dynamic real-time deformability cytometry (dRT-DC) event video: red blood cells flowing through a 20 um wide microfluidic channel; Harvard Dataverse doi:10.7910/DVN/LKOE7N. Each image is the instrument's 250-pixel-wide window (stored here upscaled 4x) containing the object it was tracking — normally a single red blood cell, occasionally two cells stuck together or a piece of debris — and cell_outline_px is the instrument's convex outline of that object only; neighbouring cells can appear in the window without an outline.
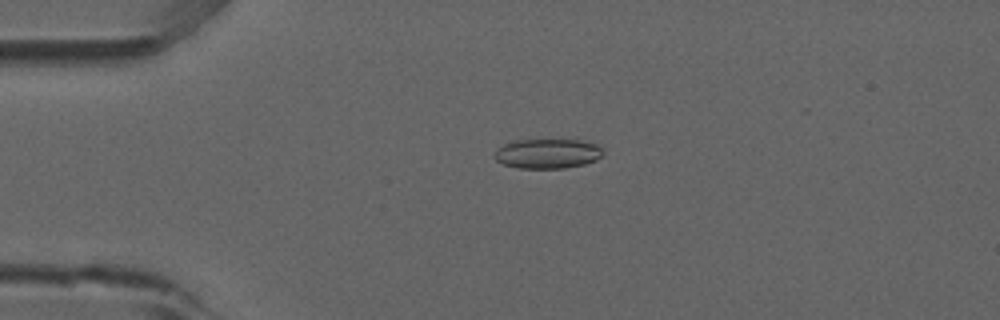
{"species": "common noctule bat (a hibernating species)", "species_latin": "Nyctalus noctula", "temperature_condition": "room temperature", "stored_images_in_passage": 54, "camera_frame_rate_fps": 3000, "um_per_image_px": 0.085, "animal": {"sex": "male", "forearm_length_mm": 52.5}, "frame": {"image": 1, "passage_image": 13, "time_ms": 4.0, "image_size_px": [1000, 320], "cell_outline_px": [[604, 152], [596, 160], [584, 164], [564, 168], [516, 168], [504, 164], [496, 160], [492, 156], [496, 148], [504, 144], [516, 140], [580, 140], [600, 144]], "centroid_in_image_um": [46.53, 13.05], "position_along_channel_um": 38.5, "area_um2": 18.96}}
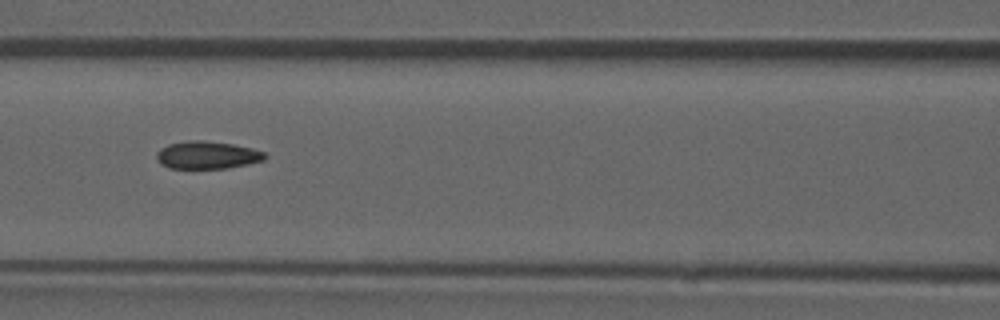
{"frame": {"image": 2, "passage_image": 24, "time_ms": 7.667, "image_size_px": [1000, 320], "cell_outline_px": [[268, 156], [264, 160], [248, 164], [228, 168], [168, 168], [160, 164], [156, 156], [156, 152], [160, 148], [168, 144], [188, 140], [200, 140], [232, 144], [252, 148], [264, 152]], "centroid_in_image_um": [17.6, 13.18], "position_along_channel_um": 149.0, "area_um2": 17.51}}
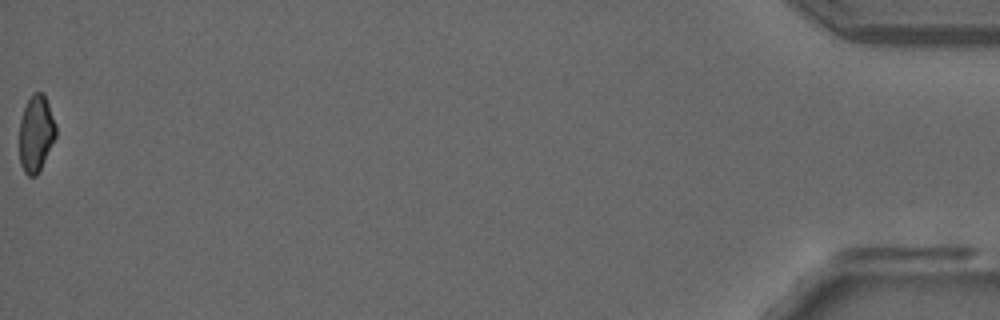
{"frame": {"image": 3, "passage_image": 54, "time_ms": 17.667, "image_size_px": [1000, 320], "cell_outline_px": [[56, 136], [36, 176], [28, 176], [24, 172], [20, 164], [20, 120], [24, 108], [32, 92], [44, 92], [56, 124]], "centroid_in_image_um": [3.06, 11.32], "position_along_channel_um": 432.1, "area_um2": 16.18}, "authors_computed_cell_mechanics": {"area_um2": 17.6868, "velocity_mm_per_s": 3.866, "shape_relaxation_time_tau1_ms": 10.5687, "shape_relaxation_time_tau2_ms": 2.4608, "deformation_change_tau1": 0.2079, "deformation_change_tau2": 0.0958}}